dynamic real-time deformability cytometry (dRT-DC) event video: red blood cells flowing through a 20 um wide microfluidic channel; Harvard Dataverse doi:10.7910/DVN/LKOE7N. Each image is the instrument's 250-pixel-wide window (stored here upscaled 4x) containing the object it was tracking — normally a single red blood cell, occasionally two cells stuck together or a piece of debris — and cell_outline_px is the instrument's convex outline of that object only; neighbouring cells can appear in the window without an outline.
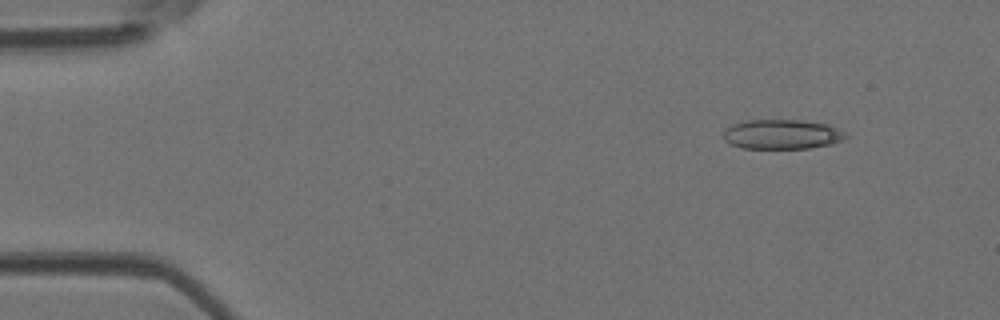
{"species": "Egyptian fruit bat (a non-hibernating species)", "species_latin": "Rousettus aegyptiacus", "temperature_condition": "room temperature", "stored_images_in_passage": 3, "camera_frame_rate_fps": 3000, "um_per_image_px": 0.085, "animal": {"sex": "female"}, "frame": {"image": 1, "passage_image": 1, "time_ms": 0.0, "image_size_px": [1000, 320], "cell_outline_px": [[848, 136], [844, 140], [832, 144], [808, 148], [744, 148], [732, 144], [724, 140], [724, 132], [732, 124], [748, 120], [804, 120], [828, 124], [844, 132]], "centroid_in_image_um": [66.51, 11.41], "position_along_channel_um": 18.5, "area_um2": 21.04}}